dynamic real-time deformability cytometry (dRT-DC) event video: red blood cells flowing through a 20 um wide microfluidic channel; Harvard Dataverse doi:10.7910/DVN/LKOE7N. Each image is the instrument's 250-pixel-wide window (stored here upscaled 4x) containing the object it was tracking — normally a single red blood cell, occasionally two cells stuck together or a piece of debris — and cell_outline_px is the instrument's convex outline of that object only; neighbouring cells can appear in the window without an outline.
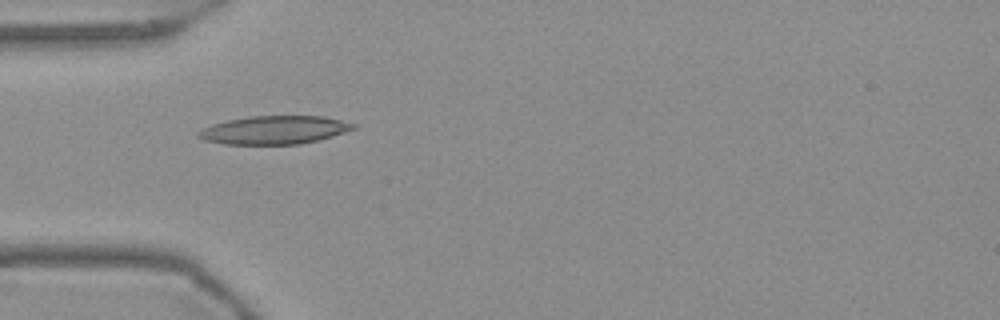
{"species": "Egyptian fruit bat (a non-hibernating species)", "species_latin": "Rousettus aegyptiacus", "temperature_condition": "warm", "stored_images_in_passage": 37, "camera_frame_rate_fps": 3000, "um_per_image_px": 0.085, "frame": {"image": 1, "passage_image": 6, "time_ms": 1.667, "image_size_px": [1000, 320], "cell_outline_px": [[356, 128], [332, 136], [300, 144], [224, 144], [204, 140], [196, 136], [196, 132], [212, 124], [228, 120], [252, 116], [324, 116], [356, 124]], "centroid_in_image_um": [23.29, 11.05], "position_along_channel_um": 61.7, "area_um2": 25.37}}
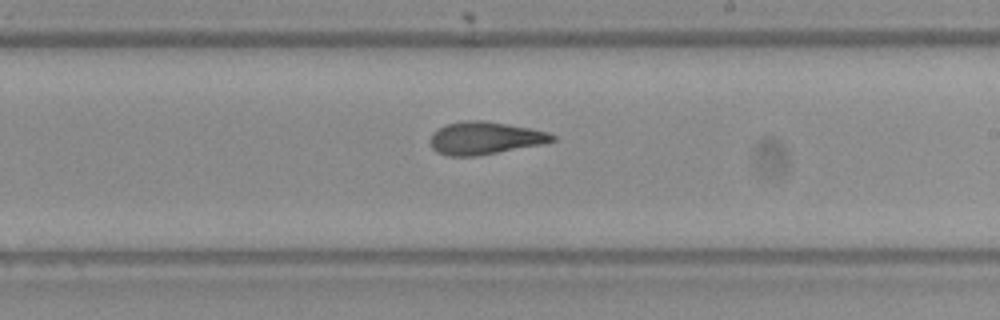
{"frame": {"image": 2, "passage_image": 21, "time_ms": 6.667, "image_size_px": [1000, 320], "cell_outline_px": [[556, 140], [544, 144], [476, 156], [448, 156], [436, 152], [432, 148], [428, 140], [432, 132], [436, 128], [444, 124], [464, 120], [484, 120], [532, 128], [548, 132], [556, 136]], "centroid_in_image_um": [41.18, 11.73], "position_along_channel_um": 247.8, "area_um2": 23.7}}
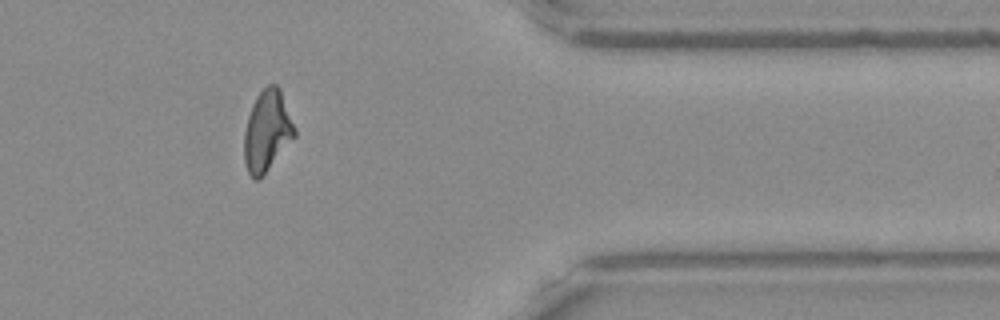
{"frame": {"image": 3, "passage_image": 34, "time_ms": 11.0, "image_size_px": [1000, 320], "cell_outline_px": [[296, 136], [260, 180], [252, 180], [248, 172], [244, 160], [244, 132], [248, 116], [252, 104], [256, 96], [268, 84], [276, 84], [280, 88], [296, 128]], "centroid_in_image_um": [22.71, 11.16], "position_along_channel_um": 388.7, "area_um2": 24.1}, "authors_computed_cell_mechanics": {"area_um2": 23.3512, "velocity_mm_per_s": 3.7355, "shape_relaxation_time_tau1_ms": null, "shape_relaxation_time_tau2_ms": 3.2232, "deformation_change_tau1": null, "deformation_change_tau2": 0.1172}}